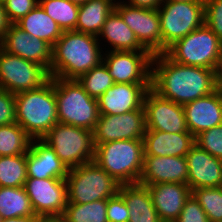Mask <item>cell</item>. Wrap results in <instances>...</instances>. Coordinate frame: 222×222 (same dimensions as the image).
I'll use <instances>...</instances> for the list:
<instances>
[{
    "instance_id": "277c9868",
    "label": "cell",
    "mask_w": 222,
    "mask_h": 222,
    "mask_svg": "<svg viewBox=\"0 0 222 222\" xmlns=\"http://www.w3.org/2000/svg\"><path fill=\"white\" fill-rule=\"evenodd\" d=\"M93 161L120 184L138 183L144 161L143 140H117L98 144Z\"/></svg>"
},
{
    "instance_id": "484cf974",
    "label": "cell",
    "mask_w": 222,
    "mask_h": 222,
    "mask_svg": "<svg viewBox=\"0 0 222 222\" xmlns=\"http://www.w3.org/2000/svg\"><path fill=\"white\" fill-rule=\"evenodd\" d=\"M114 6L113 0H88L79 5L74 31L98 36Z\"/></svg>"
},
{
    "instance_id": "30bf717a",
    "label": "cell",
    "mask_w": 222,
    "mask_h": 222,
    "mask_svg": "<svg viewBox=\"0 0 222 222\" xmlns=\"http://www.w3.org/2000/svg\"><path fill=\"white\" fill-rule=\"evenodd\" d=\"M50 79L41 65L0 50V88L13 94L39 88Z\"/></svg>"
},
{
    "instance_id": "603a6c76",
    "label": "cell",
    "mask_w": 222,
    "mask_h": 222,
    "mask_svg": "<svg viewBox=\"0 0 222 222\" xmlns=\"http://www.w3.org/2000/svg\"><path fill=\"white\" fill-rule=\"evenodd\" d=\"M143 143L144 156L185 157L195 144V137L191 133L146 131Z\"/></svg>"
},
{
    "instance_id": "7a4b0ae2",
    "label": "cell",
    "mask_w": 222,
    "mask_h": 222,
    "mask_svg": "<svg viewBox=\"0 0 222 222\" xmlns=\"http://www.w3.org/2000/svg\"><path fill=\"white\" fill-rule=\"evenodd\" d=\"M97 36L63 31L52 46L50 78L78 79L103 61V52ZM102 53V54H101Z\"/></svg>"
},
{
    "instance_id": "7c38bea8",
    "label": "cell",
    "mask_w": 222,
    "mask_h": 222,
    "mask_svg": "<svg viewBox=\"0 0 222 222\" xmlns=\"http://www.w3.org/2000/svg\"><path fill=\"white\" fill-rule=\"evenodd\" d=\"M114 9L147 51L152 55L162 53L161 25L157 9L133 7L124 0L116 2Z\"/></svg>"
},
{
    "instance_id": "ba28073f",
    "label": "cell",
    "mask_w": 222,
    "mask_h": 222,
    "mask_svg": "<svg viewBox=\"0 0 222 222\" xmlns=\"http://www.w3.org/2000/svg\"><path fill=\"white\" fill-rule=\"evenodd\" d=\"M68 169L92 162L95 156L93 131L57 123L41 139Z\"/></svg>"
},
{
    "instance_id": "4fadbf2b",
    "label": "cell",
    "mask_w": 222,
    "mask_h": 222,
    "mask_svg": "<svg viewBox=\"0 0 222 222\" xmlns=\"http://www.w3.org/2000/svg\"><path fill=\"white\" fill-rule=\"evenodd\" d=\"M146 132L145 110L129 111L119 115H100L93 130L95 146L117 140H143Z\"/></svg>"
},
{
    "instance_id": "5bb4252c",
    "label": "cell",
    "mask_w": 222,
    "mask_h": 222,
    "mask_svg": "<svg viewBox=\"0 0 222 222\" xmlns=\"http://www.w3.org/2000/svg\"><path fill=\"white\" fill-rule=\"evenodd\" d=\"M146 131L190 133L182 105L161 97L150 88L144 98Z\"/></svg>"
},
{
    "instance_id": "d590c367",
    "label": "cell",
    "mask_w": 222,
    "mask_h": 222,
    "mask_svg": "<svg viewBox=\"0 0 222 222\" xmlns=\"http://www.w3.org/2000/svg\"><path fill=\"white\" fill-rule=\"evenodd\" d=\"M204 24L222 41V0H204Z\"/></svg>"
},
{
    "instance_id": "ab89813d",
    "label": "cell",
    "mask_w": 222,
    "mask_h": 222,
    "mask_svg": "<svg viewBox=\"0 0 222 222\" xmlns=\"http://www.w3.org/2000/svg\"><path fill=\"white\" fill-rule=\"evenodd\" d=\"M16 123L15 94L0 88V126Z\"/></svg>"
},
{
    "instance_id": "6da1fadb",
    "label": "cell",
    "mask_w": 222,
    "mask_h": 222,
    "mask_svg": "<svg viewBox=\"0 0 222 222\" xmlns=\"http://www.w3.org/2000/svg\"><path fill=\"white\" fill-rule=\"evenodd\" d=\"M214 70L182 65L165 53L156 54L152 58L151 88L183 106L217 90Z\"/></svg>"
},
{
    "instance_id": "5b68a950",
    "label": "cell",
    "mask_w": 222,
    "mask_h": 222,
    "mask_svg": "<svg viewBox=\"0 0 222 222\" xmlns=\"http://www.w3.org/2000/svg\"><path fill=\"white\" fill-rule=\"evenodd\" d=\"M58 122L93 131L100 113L97 99L77 79L54 78Z\"/></svg>"
},
{
    "instance_id": "7bdbcfd3",
    "label": "cell",
    "mask_w": 222,
    "mask_h": 222,
    "mask_svg": "<svg viewBox=\"0 0 222 222\" xmlns=\"http://www.w3.org/2000/svg\"><path fill=\"white\" fill-rule=\"evenodd\" d=\"M214 71L216 88L222 92V52L218 58V62Z\"/></svg>"
},
{
    "instance_id": "f1b7e54d",
    "label": "cell",
    "mask_w": 222,
    "mask_h": 222,
    "mask_svg": "<svg viewBox=\"0 0 222 222\" xmlns=\"http://www.w3.org/2000/svg\"><path fill=\"white\" fill-rule=\"evenodd\" d=\"M32 138L17 123L0 126V156L26 154Z\"/></svg>"
},
{
    "instance_id": "f6af8a7d",
    "label": "cell",
    "mask_w": 222,
    "mask_h": 222,
    "mask_svg": "<svg viewBox=\"0 0 222 222\" xmlns=\"http://www.w3.org/2000/svg\"><path fill=\"white\" fill-rule=\"evenodd\" d=\"M37 215H27L15 218H6L2 222H36Z\"/></svg>"
},
{
    "instance_id": "836d02e7",
    "label": "cell",
    "mask_w": 222,
    "mask_h": 222,
    "mask_svg": "<svg viewBox=\"0 0 222 222\" xmlns=\"http://www.w3.org/2000/svg\"><path fill=\"white\" fill-rule=\"evenodd\" d=\"M210 222H222V188L203 187L192 190Z\"/></svg>"
},
{
    "instance_id": "4dcf8cb0",
    "label": "cell",
    "mask_w": 222,
    "mask_h": 222,
    "mask_svg": "<svg viewBox=\"0 0 222 222\" xmlns=\"http://www.w3.org/2000/svg\"><path fill=\"white\" fill-rule=\"evenodd\" d=\"M107 199H100L84 204L67 203L64 217L67 222H108Z\"/></svg>"
},
{
    "instance_id": "ffe728a7",
    "label": "cell",
    "mask_w": 222,
    "mask_h": 222,
    "mask_svg": "<svg viewBox=\"0 0 222 222\" xmlns=\"http://www.w3.org/2000/svg\"><path fill=\"white\" fill-rule=\"evenodd\" d=\"M189 132L195 137L204 130L222 124V92L211 94L183 105Z\"/></svg>"
},
{
    "instance_id": "8d00e7d4",
    "label": "cell",
    "mask_w": 222,
    "mask_h": 222,
    "mask_svg": "<svg viewBox=\"0 0 222 222\" xmlns=\"http://www.w3.org/2000/svg\"><path fill=\"white\" fill-rule=\"evenodd\" d=\"M39 4V0H3L6 17L15 24Z\"/></svg>"
},
{
    "instance_id": "bcb514c9",
    "label": "cell",
    "mask_w": 222,
    "mask_h": 222,
    "mask_svg": "<svg viewBox=\"0 0 222 222\" xmlns=\"http://www.w3.org/2000/svg\"><path fill=\"white\" fill-rule=\"evenodd\" d=\"M68 1H71L72 3L78 4V5H81V4L86 3L88 0H68Z\"/></svg>"
},
{
    "instance_id": "7402d4cb",
    "label": "cell",
    "mask_w": 222,
    "mask_h": 222,
    "mask_svg": "<svg viewBox=\"0 0 222 222\" xmlns=\"http://www.w3.org/2000/svg\"><path fill=\"white\" fill-rule=\"evenodd\" d=\"M147 187L162 222H174L192 195L188 184L170 182L147 185Z\"/></svg>"
},
{
    "instance_id": "9a60e30c",
    "label": "cell",
    "mask_w": 222,
    "mask_h": 222,
    "mask_svg": "<svg viewBox=\"0 0 222 222\" xmlns=\"http://www.w3.org/2000/svg\"><path fill=\"white\" fill-rule=\"evenodd\" d=\"M24 188L35 215L63 214L68 202L66 179L27 178Z\"/></svg>"
},
{
    "instance_id": "d6a6232c",
    "label": "cell",
    "mask_w": 222,
    "mask_h": 222,
    "mask_svg": "<svg viewBox=\"0 0 222 222\" xmlns=\"http://www.w3.org/2000/svg\"><path fill=\"white\" fill-rule=\"evenodd\" d=\"M77 81L83 86L86 93L94 99H98L114 85L112 76L103 61L87 73L82 74Z\"/></svg>"
},
{
    "instance_id": "52a82bcc",
    "label": "cell",
    "mask_w": 222,
    "mask_h": 222,
    "mask_svg": "<svg viewBox=\"0 0 222 222\" xmlns=\"http://www.w3.org/2000/svg\"><path fill=\"white\" fill-rule=\"evenodd\" d=\"M222 52V41L205 24L175 41L164 52L176 63L215 69Z\"/></svg>"
},
{
    "instance_id": "9c48e42d",
    "label": "cell",
    "mask_w": 222,
    "mask_h": 222,
    "mask_svg": "<svg viewBox=\"0 0 222 222\" xmlns=\"http://www.w3.org/2000/svg\"><path fill=\"white\" fill-rule=\"evenodd\" d=\"M157 10L161 25L162 53L175 41L204 24V2L163 0Z\"/></svg>"
},
{
    "instance_id": "3957f363",
    "label": "cell",
    "mask_w": 222,
    "mask_h": 222,
    "mask_svg": "<svg viewBox=\"0 0 222 222\" xmlns=\"http://www.w3.org/2000/svg\"><path fill=\"white\" fill-rule=\"evenodd\" d=\"M16 123L32 139H42L58 123L54 78L39 88L15 94Z\"/></svg>"
},
{
    "instance_id": "1f68e13d",
    "label": "cell",
    "mask_w": 222,
    "mask_h": 222,
    "mask_svg": "<svg viewBox=\"0 0 222 222\" xmlns=\"http://www.w3.org/2000/svg\"><path fill=\"white\" fill-rule=\"evenodd\" d=\"M27 178L26 154L0 156V187H22Z\"/></svg>"
},
{
    "instance_id": "60d3db41",
    "label": "cell",
    "mask_w": 222,
    "mask_h": 222,
    "mask_svg": "<svg viewBox=\"0 0 222 222\" xmlns=\"http://www.w3.org/2000/svg\"><path fill=\"white\" fill-rule=\"evenodd\" d=\"M163 0H129L128 5L146 9H158Z\"/></svg>"
},
{
    "instance_id": "ee69618b",
    "label": "cell",
    "mask_w": 222,
    "mask_h": 222,
    "mask_svg": "<svg viewBox=\"0 0 222 222\" xmlns=\"http://www.w3.org/2000/svg\"><path fill=\"white\" fill-rule=\"evenodd\" d=\"M36 222H67L63 214L37 215Z\"/></svg>"
},
{
    "instance_id": "7dc6e473",
    "label": "cell",
    "mask_w": 222,
    "mask_h": 222,
    "mask_svg": "<svg viewBox=\"0 0 222 222\" xmlns=\"http://www.w3.org/2000/svg\"><path fill=\"white\" fill-rule=\"evenodd\" d=\"M177 2H204V0H172Z\"/></svg>"
},
{
    "instance_id": "cb8c5ba5",
    "label": "cell",
    "mask_w": 222,
    "mask_h": 222,
    "mask_svg": "<svg viewBox=\"0 0 222 222\" xmlns=\"http://www.w3.org/2000/svg\"><path fill=\"white\" fill-rule=\"evenodd\" d=\"M119 194L129 210L128 222H162L147 186L139 183L121 184Z\"/></svg>"
},
{
    "instance_id": "4316f807",
    "label": "cell",
    "mask_w": 222,
    "mask_h": 222,
    "mask_svg": "<svg viewBox=\"0 0 222 222\" xmlns=\"http://www.w3.org/2000/svg\"><path fill=\"white\" fill-rule=\"evenodd\" d=\"M31 36L45 40L51 46L61 37L63 31L38 4L26 16L15 23Z\"/></svg>"
},
{
    "instance_id": "2e32d148",
    "label": "cell",
    "mask_w": 222,
    "mask_h": 222,
    "mask_svg": "<svg viewBox=\"0 0 222 222\" xmlns=\"http://www.w3.org/2000/svg\"><path fill=\"white\" fill-rule=\"evenodd\" d=\"M1 43L7 53L35 62L49 72L52 46L45 40L29 35L16 24H10Z\"/></svg>"
},
{
    "instance_id": "e0dca14e",
    "label": "cell",
    "mask_w": 222,
    "mask_h": 222,
    "mask_svg": "<svg viewBox=\"0 0 222 222\" xmlns=\"http://www.w3.org/2000/svg\"><path fill=\"white\" fill-rule=\"evenodd\" d=\"M151 84L114 83L98 101L100 115H119L138 110Z\"/></svg>"
},
{
    "instance_id": "8fae6325",
    "label": "cell",
    "mask_w": 222,
    "mask_h": 222,
    "mask_svg": "<svg viewBox=\"0 0 222 222\" xmlns=\"http://www.w3.org/2000/svg\"><path fill=\"white\" fill-rule=\"evenodd\" d=\"M103 62L114 83L151 84L152 58L149 51H106Z\"/></svg>"
},
{
    "instance_id": "f35d334b",
    "label": "cell",
    "mask_w": 222,
    "mask_h": 222,
    "mask_svg": "<svg viewBox=\"0 0 222 222\" xmlns=\"http://www.w3.org/2000/svg\"><path fill=\"white\" fill-rule=\"evenodd\" d=\"M174 222H210L206 213L193 195L186 201L180 215Z\"/></svg>"
},
{
    "instance_id": "44dd1931",
    "label": "cell",
    "mask_w": 222,
    "mask_h": 222,
    "mask_svg": "<svg viewBox=\"0 0 222 222\" xmlns=\"http://www.w3.org/2000/svg\"><path fill=\"white\" fill-rule=\"evenodd\" d=\"M26 164L28 178L66 179L69 171L56 152L41 139H32L26 153Z\"/></svg>"
},
{
    "instance_id": "b9f144b4",
    "label": "cell",
    "mask_w": 222,
    "mask_h": 222,
    "mask_svg": "<svg viewBox=\"0 0 222 222\" xmlns=\"http://www.w3.org/2000/svg\"><path fill=\"white\" fill-rule=\"evenodd\" d=\"M10 23L6 17L3 1H0V41L2 40Z\"/></svg>"
},
{
    "instance_id": "ac0fdd59",
    "label": "cell",
    "mask_w": 222,
    "mask_h": 222,
    "mask_svg": "<svg viewBox=\"0 0 222 222\" xmlns=\"http://www.w3.org/2000/svg\"><path fill=\"white\" fill-rule=\"evenodd\" d=\"M190 190L203 187H220L222 159L216 158L194 144L185 156Z\"/></svg>"
},
{
    "instance_id": "8992f818",
    "label": "cell",
    "mask_w": 222,
    "mask_h": 222,
    "mask_svg": "<svg viewBox=\"0 0 222 222\" xmlns=\"http://www.w3.org/2000/svg\"><path fill=\"white\" fill-rule=\"evenodd\" d=\"M66 182L67 203L77 204L108 199L117 195L121 186L94 161L69 169Z\"/></svg>"
},
{
    "instance_id": "d6986e66",
    "label": "cell",
    "mask_w": 222,
    "mask_h": 222,
    "mask_svg": "<svg viewBox=\"0 0 222 222\" xmlns=\"http://www.w3.org/2000/svg\"><path fill=\"white\" fill-rule=\"evenodd\" d=\"M188 169L185 157L144 156L139 184L147 186L157 183L187 184Z\"/></svg>"
},
{
    "instance_id": "d4e9b609",
    "label": "cell",
    "mask_w": 222,
    "mask_h": 222,
    "mask_svg": "<svg viewBox=\"0 0 222 222\" xmlns=\"http://www.w3.org/2000/svg\"><path fill=\"white\" fill-rule=\"evenodd\" d=\"M97 37L105 38L107 43H110L108 45H111L112 51H147L115 9L106 18Z\"/></svg>"
},
{
    "instance_id": "c3c4849f",
    "label": "cell",
    "mask_w": 222,
    "mask_h": 222,
    "mask_svg": "<svg viewBox=\"0 0 222 222\" xmlns=\"http://www.w3.org/2000/svg\"><path fill=\"white\" fill-rule=\"evenodd\" d=\"M3 220V217H2V214L0 213V222H2Z\"/></svg>"
},
{
    "instance_id": "e575fe53",
    "label": "cell",
    "mask_w": 222,
    "mask_h": 222,
    "mask_svg": "<svg viewBox=\"0 0 222 222\" xmlns=\"http://www.w3.org/2000/svg\"><path fill=\"white\" fill-rule=\"evenodd\" d=\"M195 144L210 155L222 159V124L195 136Z\"/></svg>"
},
{
    "instance_id": "f546056e",
    "label": "cell",
    "mask_w": 222,
    "mask_h": 222,
    "mask_svg": "<svg viewBox=\"0 0 222 222\" xmlns=\"http://www.w3.org/2000/svg\"><path fill=\"white\" fill-rule=\"evenodd\" d=\"M39 4L62 31L75 30L79 11L78 4L68 0H39Z\"/></svg>"
},
{
    "instance_id": "74e56055",
    "label": "cell",
    "mask_w": 222,
    "mask_h": 222,
    "mask_svg": "<svg viewBox=\"0 0 222 222\" xmlns=\"http://www.w3.org/2000/svg\"><path fill=\"white\" fill-rule=\"evenodd\" d=\"M106 215L108 222L129 221L128 207L119 193L107 199Z\"/></svg>"
},
{
    "instance_id": "83f0119b",
    "label": "cell",
    "mask_w": 222,
    "mask_h": 222,
    "mask_svg": "<svg viewBox=\"0 0 222 222\" xmlns=\"http://www.w3.org/2000/svg\"><path fill=\"white\" fill-rule=\"evenodd\" d=\"M0 213L3 219L35 215L24 186L0 187Z\"/></svg>"
}]
</instances>
